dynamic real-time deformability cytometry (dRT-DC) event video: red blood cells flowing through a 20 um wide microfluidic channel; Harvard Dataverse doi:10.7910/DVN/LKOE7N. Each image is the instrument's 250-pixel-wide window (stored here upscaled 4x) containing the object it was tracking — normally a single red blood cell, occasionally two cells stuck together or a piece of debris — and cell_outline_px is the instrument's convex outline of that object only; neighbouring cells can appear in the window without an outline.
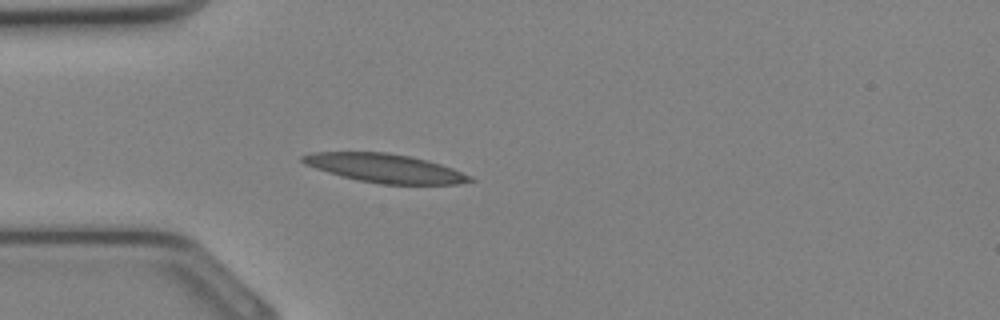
{"species": "Egyptian fruit bat (a non-hibernating species)", "species_latin": "Rousettus aegyptiacus", "temperature_condition": "cold", "stored_images_in_passage": 21, "camera_frame_rate_fps": 3000, "um_per_image_px": 0.085, "animal": {"sex": "female"}, "frame": {"image": 1, "passage_image": 1, "time_ms": 0.0, "image_size_px": [1000, 320], "cell_outline_px": [[476, 180], [456, 184], [380, 184], [356, 180], [328, 172], [304, 164], [300, 160], [300, 156], [312, 152], [388, 152], [428, 160], [452, 168], [472, 176]], "centroid_in_image_um": [32.71, 14.29], "position_along_channel_um": 52.3, "area_um2": 27.98}}
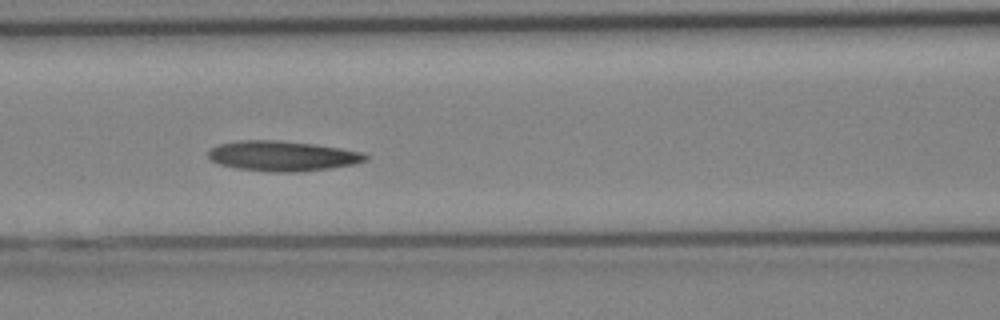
{"frame": {"image": 2, "passage_image": 6, "time_ms": 1.667, "image_size_px": [1000, 320], "cell_outline_px": [[368, 160], [352, 164], [332, 168], [300, 172], [268, 172], [236, 168], [220, 164], [208, 160], [208, 148], [220, 144], [240, 140], [276, 140], [312, 144], [340, 148], [360, 152], [368, 156]], "centroid_in_image_um": [23.95, 13.26], "position_along_channel_um": 142.6, "area_um2": 27.69}}
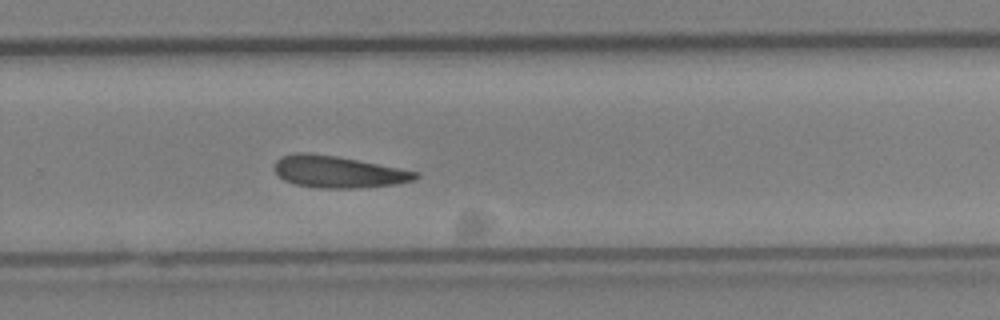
{"frame": {"image": 3, "passage_image": 14, "time_ms": 4.333, "image_size_px": [1000, 320], "cell_outline_px": [[420, 176], [412, 180], [392, 184], [356, 188], [316, 188], [296, 184], [284, 180], [276, 172], [276, 160], [280, 156], [296, 152], [308, 152], [336, 156], [400, 168], [420, 172]], "centroid_in_image_um": [28.72, 14.59], "position_along_channel_um": 301.1, "area_um2": 25.95}}